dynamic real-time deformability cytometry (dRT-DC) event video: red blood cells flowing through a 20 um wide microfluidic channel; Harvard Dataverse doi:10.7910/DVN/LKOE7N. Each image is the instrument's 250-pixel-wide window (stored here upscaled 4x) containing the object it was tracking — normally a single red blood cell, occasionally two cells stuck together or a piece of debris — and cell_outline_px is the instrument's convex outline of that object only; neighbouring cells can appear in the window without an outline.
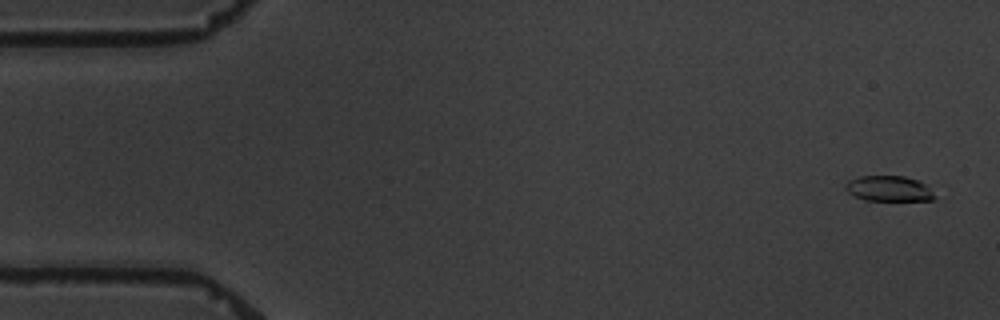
{"species": "common noctule bat (a hibernating species)", "species_latin": "Nyctalus noctula", "temperature_condition": "warm", "stored_images_in_passage": 5, "camera_frame_rate_fps": 3000, "um_per_image_px": 0.085, "animal": {"sex": "male", "body_mass_g": 19.5, "forearm_length_mm": 54.6}, "frame": {"image": 1, "passage_image": 1, "time_ms": 0.0, "image_size_px": [1000, 320], "cell_outline_px": [[936, 196], [932, 200], [864, 200], [848, 192], [844, 188], [844, 184], [848, 180], [860, 176], [904, 176], [916, 180], [936, 188]], "centroid_in_image_um": [75.61, 16.03], "position_along_channel_um": 9.4, "area_um2": 13.47}}
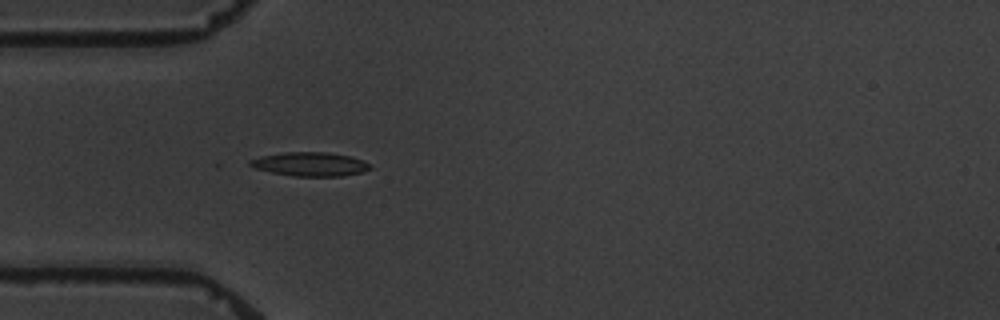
{"frame": {"image": 2, "passage_image": 5, "time_ms": 5.0, "image_size_px": [1000, 320], "cell_outline_px": [[372, 168], [364, 172], [344, 176], [292, 176], [272, 172], [256, 168], [248, 164], [248, 160], [260, 156], [284, 152], [324, 152], [352, 156], [368, 164]], "centroid_in_image_um": [26.35, 13.95], "position_along_channel_um": 58.6, "area_um2": 16.7}}